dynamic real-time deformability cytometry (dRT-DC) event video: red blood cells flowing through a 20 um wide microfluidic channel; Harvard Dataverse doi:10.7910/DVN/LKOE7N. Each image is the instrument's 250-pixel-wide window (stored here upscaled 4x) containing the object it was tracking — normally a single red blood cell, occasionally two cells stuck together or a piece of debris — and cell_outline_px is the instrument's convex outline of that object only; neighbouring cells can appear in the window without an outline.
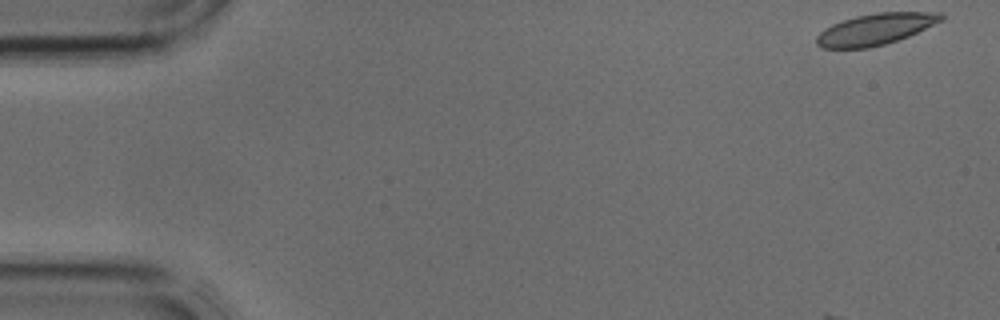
{"species": "common noctule bat (a hibernating species)", "species_latin": "Nyctalus noctula", "temperature_condition": "cold", "stored_images_in_passage": 4, "camera_frame_rate_fps": 3000, "um_per_image_px": 0.085, "animal": {"sex": "male", "body_mass_g": 17.9, "forearm_length_mm": 54.2}, "frame": {"image": 1, "passage_image": 1, "time_ms": 0.0, "image_size_px": [1000, 320], "cell_outline_px": [[944, 20], [908, 36], [884, 44], [868, 48], [824, 48], [816, 44], [816, 36], [824, 28], [832, 24], [856, 16], [876, 12], [944, 12]], "centroid_in_image_um": [74.43, 2.47], "position_along_channel_um": 10.6, "area_um2": 22.72}}